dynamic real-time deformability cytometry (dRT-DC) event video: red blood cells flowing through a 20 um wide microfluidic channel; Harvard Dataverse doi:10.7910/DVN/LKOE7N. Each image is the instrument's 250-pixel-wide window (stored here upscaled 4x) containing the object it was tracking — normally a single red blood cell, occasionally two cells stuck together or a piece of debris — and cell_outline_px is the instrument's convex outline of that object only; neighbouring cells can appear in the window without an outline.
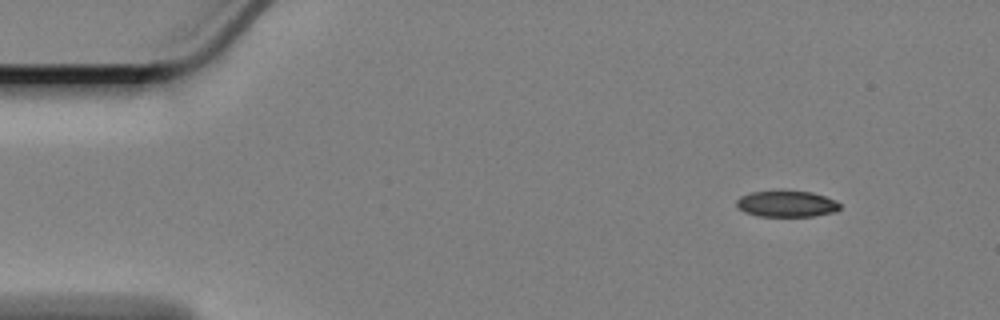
{"species": "Egyptian fruit bat (a non-hibernating species)", "species_latin": "Rousettus aegyptiacus", "temperature_condition": "cold", "stored_images_in_passage": 54, "camera_frame_rate_fps": 3000, "um_per_image_px": 0.085, "animal": {"sex": "female"}, "frame": {"image": 1, "passage_image": 1, "time_ms": 0.0, "image_size_px": [1000, 320], "cell_outline_px": [[840, 208], [836, 212], [816, 216], [756, 216], [744, 212], [736, 208], [736, 200], [740, 196], [752, 192], [812, 192], [836, 200], [840, 204]], "centroid_in_image_um": [66.86, 17.35], "position_along_channel_um": 18.1, "area_um2": 15.72}}
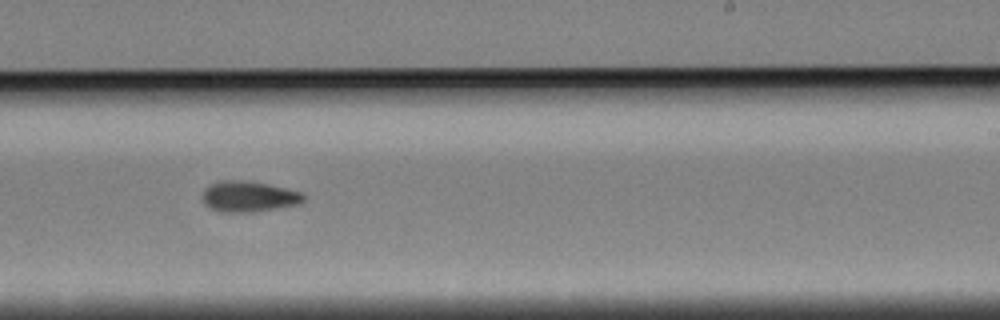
{"frame": {"image": 2, "passage_image": 31, "time_ms": 10.0, "image_size_px": [1000, 320], "cell_outline_px": [[304, 200], [296, 204], [256, 212], [220, 212], [208, 208], [204, 204], [204, 188], [220, 180], [244, 180], [268, 184], [300, 192], [304, 196]], "centroid_in_image_um": [21.09, 16.71], "position_along_channel_um": 267.9, "area_um2": 17.98}}
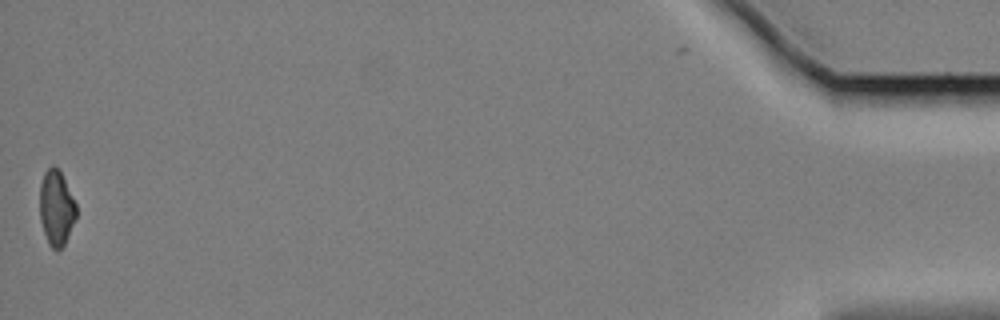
{"frame": {"image": 3, "passage_image": 54, "time_ms": 17.667, "image_size_px": [1000, 320], "cell_outline_px": [[76, 216], [64, 244], [60, 248], [52, 248], [48, 244], [40, 220], [40, 184], [44, 172], [52, 164], [60, 172], [76, 204]], "centroid_in_image_um": [4.76, 17.66], "position_along_channel_um": 430.4, "area_um2": 15.61}, "authors_computed_cell_mechanics": {"area_um2": 17.1088, "velocity_mm_per_s": 3.3555, "shape_relaxation_time_tau1_ms": 7.8591, "shape_relaxation_time_tau2_ms": 10.7666, "deformation_change_tau1": 0.1683, "deformation_change_tau2": 0.1661}}